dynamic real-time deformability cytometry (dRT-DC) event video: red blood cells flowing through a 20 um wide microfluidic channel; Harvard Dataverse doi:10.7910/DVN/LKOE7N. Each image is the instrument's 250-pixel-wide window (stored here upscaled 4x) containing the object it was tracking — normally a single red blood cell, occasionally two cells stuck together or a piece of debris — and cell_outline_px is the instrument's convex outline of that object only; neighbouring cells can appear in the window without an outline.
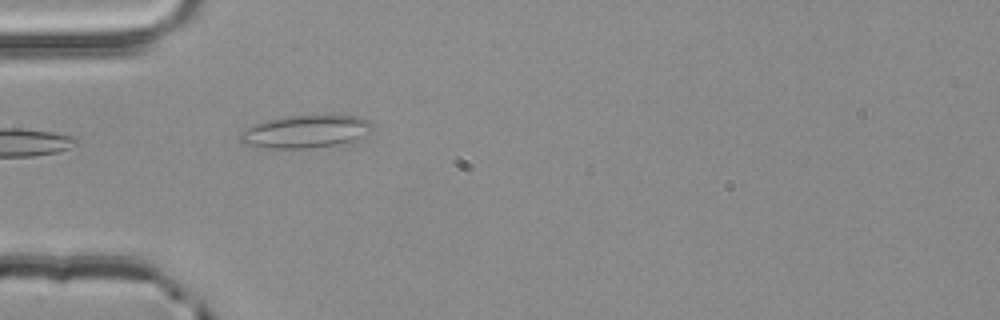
{"species": "common noctule bat (a hibernating species)", "species_latin": "Nyctalus noctula", "temperature_condition": "room temperature", "stored_images_in_passage": 4, "segment_of_instrument_passage": [2, 2], "camera_frame_rate_fps": 3000, "um_per_image_px": 0.085, "animal": {"sex": "male", "body_mass_g": 20.4}, "frame": {"image": 1, "passage_image": 4, "time_ms": 1.0, "image_size_px": [1000, 320], "cell_outline_px": [[372, 128], [360, 136], [352, 140], [336, 144], [312, 148], [264, 148], [240, 144], [240, 136], [252, 124], [264, 120], [288, 116], [332, 112], [360, 116], [368, 120], [372, 124]], "centroid_in_image_um": [25.97, 11.13], "position_along_channel_um": 59.0, "area_um2": 25.84}}